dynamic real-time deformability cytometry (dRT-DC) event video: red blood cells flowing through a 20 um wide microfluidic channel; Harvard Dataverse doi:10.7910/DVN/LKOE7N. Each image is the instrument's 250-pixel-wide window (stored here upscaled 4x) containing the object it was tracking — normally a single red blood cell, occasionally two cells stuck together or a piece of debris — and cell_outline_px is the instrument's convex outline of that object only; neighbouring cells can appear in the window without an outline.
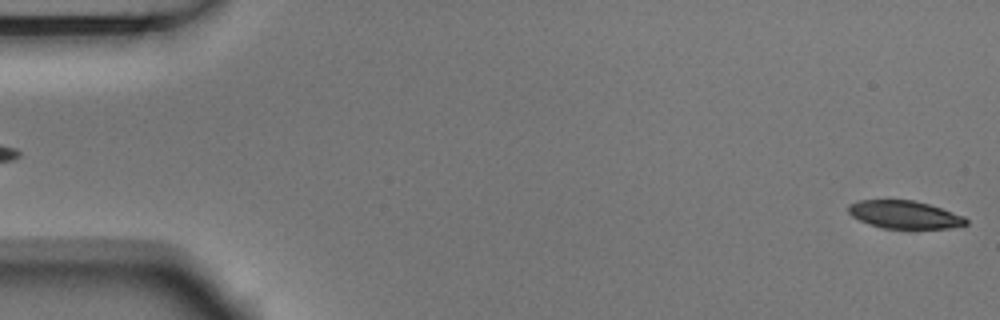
{"species": "Egyptian fruit bat (a non-hibernating species)", "species_latin": "Rousettus aegyptiacus", "temperature_condition": "room temperature", "stored_images_in_passage": 6, "segment_of_instrument_passage": [2, 2], "camera_frame_rate_fps": 3000, "um_per_image_px": 0.085, "animal": {"sex": "male"}, "frame": {"image": 1, "passage_image": 6, "time_ms": 1.667, "image_size_px": [1000, 320], "cell_outline_px": [[968, 224], [948, 228], [884, 228], [868, 224], [852, 216], [848, 212], [848, 204], [856, 200], [912, 200], [928, 204], [964, 216], [968, 220]], "centroid_in_image_um": [76.85, 18.24], "position_along_channel_um": 8.1, "area_um2": 18.96}}